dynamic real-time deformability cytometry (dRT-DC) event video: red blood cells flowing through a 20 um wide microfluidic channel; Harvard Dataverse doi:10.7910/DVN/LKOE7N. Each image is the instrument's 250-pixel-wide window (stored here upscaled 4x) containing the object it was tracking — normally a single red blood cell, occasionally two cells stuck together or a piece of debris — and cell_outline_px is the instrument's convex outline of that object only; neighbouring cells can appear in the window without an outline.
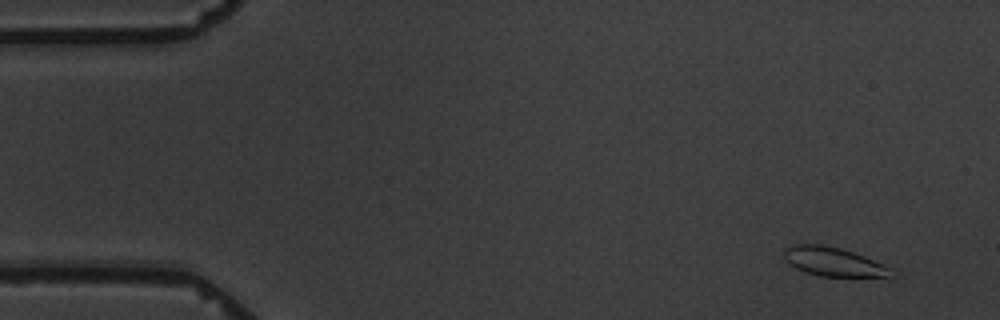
{"species": "common noctule bat (a hibernating species)", "species_latin": "Nyctalus noctula", "temperature_condition": "warm", "stored_images_in_passage": 3, "camera_frame_rate_fps": 3000, "um_per_image_px": 0.085, "animal": {"sex": "male", "body_mass_g": 19.5, "forearm_length_mm": 54.6}, "frame": {"image": 1, "passage_image": 1, "time_ms": 0.0, "image_size_px": [1000, 320], "cell_outline_px": [[892, 268], [888, 276], [820, 276], [796, 268], [784, 256], [784, 248], [796, 244], [820, 244], [840, 248], [864, 256]], "centroid_in_image_um": [70.81, 22.23], "position_along_channel_um": 14.2, "area_um2": 17.46}}